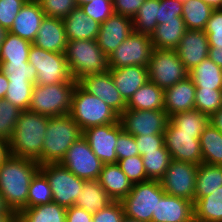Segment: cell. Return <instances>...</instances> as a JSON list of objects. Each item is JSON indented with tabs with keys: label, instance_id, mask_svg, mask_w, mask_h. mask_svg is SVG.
I'll use <instances>...</instances> for the list:
<instances>
[{
	"label": "cell",
	"instance_id": "1",
	"mask_svg": "<svg viewBox=\"0 0 222 222\" xmlns=\"http://www.w3.org/2000/svg\"><path fill=\"white\" fill-rule=\"evenodd\" d=\"M39 170L36 160L13 155L0 167V192L6 206L15 214L27 208L30 182Z\"/></svg>",
	"mask_w": 222,
	"mask_h": 222
},
{
	"label": "cell",
	"instance_id": "2",
	"mask_svg": "<svg viewBox=\"0 0 222 222\" xmlns=\"http://www.w3.org/2000/svg\"><path fill=\"white\" fill-rule=\"evenodd\" d=\"M49 117L29 110L22 111L9 140L11 154L36 160L42 165L43 141Z\"/></svg>",
	"mask_w": 222,
	"mask_h": 222
},
{
	"label": "cell",
	"instance_id": "3",
	"mask_svg": "<svg viewBox=\"0 0 222 222\" xmlns=\"http://www.w3.org/2000/svg\"><path fill=\"white\" fill-rule=\"evenodd\" d=\"M82 135L83 131L69 114L49 117L43 141L42 165L60 163L69 147Z\"/></svg>",
	"mask_w": 222,
	"mask_h": 222
},
{
	"label": "cell",
	"instance_id": "4",
	"mask_svg": "<svg viewBox=\"0 0 222 222\" xmlns=\"http://www.w3.org/2000/svg\"><path fill=\"white\" fill-rule=\"evenodd\" d=\"M65 58L76 81L90 74L108 71V56L100 49L97 40L68 41Z\"/></svg>",
	"mask_w": 222,
	"mask_h": 222
},
{
	"label": "cell",
	"instance_id": "5",
	"mask_svg": "<svg viewBox=\"0 0 222 222\" xmlns=\"http://www.w3.org/2000/svg\"><path fill=\"white\" fill-rule=\"evenodd\" d=\"M70 117L85 129L119 122V115L97 96L87 93L78 83L72 96Z\"/></svg>",
	"mask_w": 222,
	"mask_h": 222
},
{
	"label": "cell",
	"instance_id": "6",
	"mask_svg": "<svg viewBox=\"0 0 222 222\" xmlns=\"http://www.w3.org/2000/svg\"><path fill=\"white\" fill-rule=\"evenodd\" d=\"M77 81L51 85L34 84L29 111L48 117L69 114Z\"/></svg>",
	"mask_w": 222,
	"mask_h": 222
},
{
	"label": "cell",
	"instance_id": "7",
	"mask_svg": "<svg viewBox=\"0 0 222 222\" xmlns=\"http://www.w3.org/2000/svg\"><path fill=\"white\" fill-rule=\"evenodd\" d=\"M165 194L161 182L157 180L133 184L130 193L121 200L125 217L151 222L157 203Z\"/></svg>",
	"mask_w": 222,
	"mask_h": 222
},
{
	"label": "cell",
	"instance_id": "8",
	"mask_svg": "<svg viewBox=\"0 0 222 222\" xmlns=\"http://www.w3.org/2000/svg\"><path fill=\"white\" fill-rule=\"evenodd\" d=\"M28 62L36 68L37 85L76 81L70 73L65 53L46 51L32 44Z\"/></svg>",
	"mask_w": 222,
	"mask_h": 222
},
{
	"label": "cell",
	"instance_id": "9",
	"mask_svg": "<svg viewBox=\"0 0 222 222\" xmlns=\"http://www.w3.org/2000/svg\"><path fill=\"white\" fill-rule=\"evenodd\" d=\"M40 171L49 181L53 202L65 208L75 205L86 180L78 178L61 163L40 165Z\"/></svg>",
	"mask_w": 222,
	"mask_h": 222
},
{
	"label": "cell",
	"instance_id": "10",
	"mask_svg": "<svg viewBox=\"0 0 222 222\" xmlns=\"http://www.w3.org/2000/svg\"><path fill=\"white\" fill-rule=\"evenodd\" d=\"M149 80L163 90L189 76L175 49H153L148 64Z\"/></svg>",
	"mask_w": 222,
	"mask_h": 222
},
{
	"label": "cell",
	"instance_id": "11",
	"mask_svg": "<svg viewBox=\"0 0 222 222\" xmlns=\"http://www.w3.org/2000/svg\"><path fill=\"white\" fill-rule=\"evenodd\" d=\"M153 49L151 36L133 32L108 56V68L130 65L148 67Z\"/></svg>",
	"mask_w": 222,
	"mask_h": 222
},
{
	"label": "cell",
	"instance_id": "12",
	"mask_svg": "<svg viewBox=\"0 0 222 222\" xmlns=\"http://www.w3.org/2000/svg\"><path fill=\"white\" fill-rule=\"evenodd\" d=\"M200 137L201 133L180 132L170 120L164 131V143L171 159L195 165L202 163Z\"/></svg>",
	"mask_w": 222,
	"mask_h": 222
},
{
	"label": "cell",
	"instance_id": "13",
	"mask_svg": "<svg viewBox=\"0 0 222 222\" xmlns=\"http://www.w3.org/2000/svg\"><path fill=\"white\" fill-rule=\"evenodd\" d=\"M78 178L98 180L104 163L93 153L87 140L81 136L67 150L60 162Z\"/></svg>",
	"mask_w": 222,
	"mask_h": 222
},
{
	"label": "cell",
	"instance_id": "14",
	"mask_svg": "<svg viewBox=\"0 0 222 222\" xmlns=\"http://www.w3.org/2000/svg\"><path fill=\"white\" fill-rule=\"evenodd\" d=\"M198 165L171 160L160 180L167 195L185 198L194 203Z\"/></svg>",
	"mask_w": 222,
	"mask_h": 222
},
{
	"label": "cell",
	"instance_id": "15",
	"mask_svg": "<svg viewBox=\"0 0 222 222\" xmlns=\"http://www.w3.org/2000/svg\"><path fill=\"white\" fill-rule=\"evenodd\" d=\"M169 119L164 110L126 109L119 116L123 130L133 136L164 134Z\"/></svg>",
	"mask_w": 222,
	"mask_h": 222
},
{
	"label": "cell",
	"instance_id": "16",
	"mask_svg": "<svg viewBox=\"0 0 222 222\" xmlns=\"http://www.w3.org/2000/svg\"><path fill=\"white\" fill-rule=\"evenodd\" d=\"M123 131L120 122L105 125L92 126L83 131V137L87 140L93 153L104 163H117L115 152L119 134Z\"/></svg>",
	"mask_w": 222,
	"mask_h": 222
},
{
	"label": "cell",
	"instance_id": "17",
	"mask_svg": "<svg viewBox=\"0 0 222 222\" xmlns=\"http://www.w3.org/2000/svg\"><path fill=\"white\" fill-rule=\"evenodd\" d=\"M77 83L87 93L104 101L119 116L126 110V102L114 85L109 71L86 75L79 79Z\"/></svg>",
	"mask_w": 222,
	"mask_h": 222
},
{
	"label": "cell",
	"instance_id": "18",
	"mask_svg": "<svg viewBox=\"0 0 222 222\" xmlns=\"http://www.w3.org/2000/svg\"><path fill=\"white\" fill-rule=\"evenodd\" d=\"M133 32L132 19L114 13L105 22L100 24V30L96 40L100 49L107 56H110Z\"/></svg>",
	"mask_w": 222,
	"mask_h": 222
},
{
	"label": "cell",
	"instance_id": "19",
	"mask_svg": "<svg viewBox=\"0 0 222 222\" xmlns=\"http://www.w3.org/2000/svg\"><path fill=\"white\" fill-rule=\"evenodd\" d=\"M179 59L189 71L208 57L209 42L204 30H186L175 49Z\"/></svg>",
	"mask_w": 222,
	"mask_h": 222
},
{
	"label": "cell",
	"instance_id": "20",
	"mask_svg": "<svg viewBox=\"0 0 222 222\" xmlns=\"http://www.w3.org/2000/svg\"><path fill=\"white\" fill-rule=\"evenodd\" d=\"M195 93L196 87L189 76L164 90V111L168 117L194 110Z\"/></svg>",
	"mask_w": 222,
	"mask_h": 222
},
{
	"label": "cell",
	"instance_id": "21",
	"mask_svg": "<svg viewBox=\"0 0 222 222\" xmlns=\"http://www.w3.org/2000/svg\"><path fill=\"white\" fill-rule=\"evenodd\" d=\"M45 13L37 0H28L14 19L10 33L34 42Z\"/></svg>",
	"mask_w": 222,
	"mask_h": 222
},
{
	"label": "cell",
	"instance_id": "22",
	"mask_svg": "<svg viewBox=\"0 0 222 222\" xmlns=\"http://www.w3.org/2000/svg\"><path fill=\"white\" fill-rule=\"evenodd\" d=\"M32 44L46 51L65 53L68 39L63 19L45 16Z\"/></svg>",
	"mask_w": 222,
	"mask_h": 222
},
{
	"label": "cell",
	"instance_id": "23",
	"mask_svg": "<svg viewBox=\"0 0 222 222\" xmlns=\"http://www.w3.org/2000/svg\"><path fill=\"white\" fill-rule=\"evenodd\" d=\"M193 218V202L165 194L158 201L151 222H191Z\"/></svg>",
	"mask_w": 222,
	"mask_h": 222
},
{
	"label": "cell",
	"instance_id": "24",
	"mask_svg": "<svg viewBox=\"0 0 222 222\" xmlns=\"http://www.w3.org/2000/svg\"><path fill=\"white\" fill-rule=\"evenodd\" d=\"M112 80L122 98L127 103L131 96L147 81H149L148 67L124 66L117 69H108Z\"/></svg>",
	"mask_w": 222,
	"mask_h": 222
},
{
	"label": "cell",
	"instance_id": "25",
	"mask_svg": "<svg viewBox=\"0 0 222 222\" xmlns=\"http://www.w3.org/2000/svg\"><path fill=\"white\" fill-rule=\"evenodd\" d=\"M68 41L96 40L100 23L88 17L80 7H76L63 19Z\"/></svg>",
	"mask_w": 222,
	"mask_h": 222
},
{
	"label": "cell",
	"instance_id": "26",
	"mask_svg": "<svg viewBox=\"0 0 222 222\" xmlns=\"http://www.w3.org/2000/svg\"><path fill=\"white\" fill-rule=\"evenodd\" d=\"M98 182L113 201L125 198L133 185L117 163L104 164Z\"/></svg>",
	"mask_w": 222,
	"mask_h": 222
},
{
	"label": "cell",
	"instance_id": "27",
	"mask_svg": "<svg viewBox=\"0 0 222 222\" xmlns=\"http://www.w3.org/2000/svg\"><path fill=\"white\" fill-rule=\"evenodd\" d=\"M126 109L164 110V90L149 80L131 96Z\"/></svg>",
	"mask_w": 222,
	"mask_h": 222
},
{
	"label": "cell",
	"instance_id": "28",
	"mask_svg": "<svg viewBox=\"0 0 222 222\" xmlns=\"http://www.w3.org/2000/svg\"><path fill=\"white\" fill-rule=\"evenodd\" d=\"M184 20H170L158 24L151 41L155 49H176L186 32Z\"/></svg>",
	"mask_w": 222,
	"mask_h": 222
},
{
	"label": "cell",
	"instance_id": "29",
	"mask_svg": "<svg viewBox=\"0 0 222 222\" xmlns=\"http://www.w3.org/2000/svg\"><path fill=\"white\" fill-rule=\"evenodd\" d=\"M67 208L50 202L23 208L16 214V222H65Z\"/></svg>",
	"mask_w": 222,
	"mask_h": 222
},
{
	"label": "cell",
	"instance_id": "30",
	"mask_svg": "<svg viewBox=\"0 0 222 222\" xmlns=\"http://www.w3.org/2000/svg\"><path fill=\"white\" fill-rule=\"evenodd\" d=\"M196 89L222 90V68L208 57L189 70Z\"/></svg>",
	"mask_w": 222,
	"mask_h": 222
},
{
	"label": "cell",
	"instance_id": "31",
	"mask_svg": "<svg viewBox=\"0 0 222 222\" xmlns=\"http://www.w3.org/2000/svg\"><path fill=\"white\" fill-rule=\"evenodd\" d=\"M112 201L98 180H87L84 182L82 193L76 199L75 205L93 214L105 208Z\"/></svg>",
	"mask_w": 222,
	"mask_h": 222
},
{
	"label": "cell",
	"instance_id": "32",
	"mask_svg": "<svg viewBox=\"0 0 222 222\" xmlns=\"http://www.w3.org/2000/svg\"><path fill=\"white\" fill-rule=\"evenodd\" d=\"M199 140L202 163L222 166V132L209 123Z\"/></svg>",
	"mask_w": 222,
	"mask_h": 222
},
{
	"label": "cell",
	"instance_id": "33",
	"mask_svg": "<svg viewBox=\"0 0 222 222\" xmlns=\"http://www.w3.org/2000/svg\"><path fill=\"white\" fill-rule=\"evenodd\" d=\"M222 186V166L201 163L195 183L194 199L208 196Z\"/></svg>",
	"mask_w": 222,
	"mask_h": 222
},
{
	"label": "cell",
	"instance_id": "34",
	"mask_svg": "<svg viewBox=\"0 0 222 222\" xmlns=\"http://www.w3.org/2000/svg\"><path fill=\"white\" fill-rule=\"evenodd\" d=\"M214 8L204 0H183L182 18L188 30H205Z\"/></svg>",
	"mask_w": 222,
	"mask_h": 222
},
{
	"label": "cell",
	"instance_id": "35",
	"mask_svg": "<svg viewBox=\"0 0 222 222\" xmlns=\"http://www.w3.org/2000/svg\"><path fill=\"white\" fill-rule=\"evenodd\" d=\"M194 218L204 222H222V195L217 190L208 196L194 199Z\"/></svg>",
	"mask_w": 222,
	"mask_h": 222
},
{
	"label": "cell",
	"instance_id": "36",
	"mask_svg": "<svg viewBox=\"0 0 222 222\" xmlns=\"http://www.w3.org/2000/svg\"><path fill=\"white\" fill-rule=\"evenodd\" d=\"M32 43L7 32L0 46V62H28Z\"/></svg>",
	"mask_w": 222,
	"mask_h": 222
},
{
	"label": "cell",
	"instance_id": "37",
	"mask_svg": "<svg viewBox=\"0 0 222 222\" xmlns=\"http://www.w3.org/2000/svg\"><path fill=\"white\" fill-rule=\"evenodd\" d=\"M160 0H145L132 19L136 33L151 36L158 25Z\"/></svg>",
	"mask_w": 222,
	"mask_h": 222
},
{
	"label": "cell",
	"instance_id": "38",
	"mask_svg": "<svg viewBox=\"0 0 222 222\" xmlns=\"http://www.w3.org/2000/svg\"><path fill=\"white\" fill-rule=\"evenodd\" d=\"M171 160L170 153L165 146L156 151L145 152L142 155V161L148 179L160 181Z\"/></svg>",
	"mask_w": 222,
	"mask_h": 222
},
{
	"label": "cell",
	"instance_id": "39",
	"mask_svg": "<svg viewBox=\"0 0 222 222\" xmlns=\"http://www.w3.org/2000/svg\"><path fill=\"white\" fill-rule=\"evenodd\" d=\"M180 132L202 133L209 124V116L199 110H190L172 115L169 119Z\"/></svg>",
	"mask_w": 222,
	"mask_h": 222
},
{
	"label": "cell",
	"instance_id": "40",
	"mask_svg": "<svg viewBox=\"0 0 222 222\" xmlns=\"http://www.w3.org/2000/svg\"><path fill=\"white\" fill-rule=\"evenodd\" d=\"M52 201L53 195L49 181L46 176L39 170L30 182L27 207L44 205Z\"/></svg>",
	"mask_w": 222,
	"mask_h": 222
},
{
	"label": "cell",
	"instance_id": "41",
	"mask_svg": "<svg viewBox=\"0 0 222 222\" xmlns=\"http://www.w3.org/2000/svg\"><path fill=\"white\" fill-rule=\"evenodd\" d=\"M34 83L30 81L9 82V87L5 94V100L9 101L20 110L29 109Z\"/></svg>",
	"mask_w": 222,
	"mask_h": 222
},
{
	"label": "cell",
	"instance_id": "42",
	"mask_svg": "<svg viewBox=\"0 0 222 222\" xmlns=\"http://www.w3.org/2000/svg\"><path fill=\"white\" fill-rule=\"evenodd\" d=\"M0 70L9 82L30 81L36 84L37 71L29 62H0Z\"/></svg>",
	"mask_w": 222,
	"mask_h": 222
},
{
	"label": "cell",
	"instance_id": "43",
	"mask_svg": "<svg viewBox=\"0 0 222 222\" xmlns=\"http://www.w3.org/2000/svg\"><path fill=\"white\" fill-rule=\"evenodd\" d=\"M22 110L5 99L0 100V138L10 140Z\"/></svg>",
	"mask_w": 222,
	"mask_h": 222
},
{
	"label": "cell",
	"instance_id": "44",
	"mask_svg": "<svg viewBox=\"0 0 222 222\" xmlns=\"http://www.w3.org/2000/svg\"><path fill=\"white\" fill-rule=\"evenodd\" d=\"M222 107V90L196 89L195 109L209 117Z\"/></svg>",
	"mask_w": 222,
	"mask_h": 222
},
{
	"label": "cell",
	"instance_id": "45",
	"mask_svg": "<svg viewBox=\"0 0 222 222\" xmlns=\"http://www.w3.org/2000/svg\"><path fill=\"white\" fill-rule=\"evenodd\" d=\"M117 164L133 184L149 180L144 170L142 156L120 159Z\"/></svg>",
	"mask_w": 222,
	"mask_h": 222
},
{
	"label": "cell",
	"instance_id": "46",
	"mask_svg": "<svg viewBox=\"0 0 222 222\" xmlns=\"http://www.w3.org/2000/svg\"><path fill=\"white\" fill-rule=\"evenodd\" d=\"M46 17L64 19L77 6L76 0H37Z\"/></svg>",
	"mask_w": 222,
	"mask_h": 222
},
{
	"label": "cell",
	"instance_id": "47",
	"mask_svg": "<svg viewBox=\"0 0 222 222\" xmlns=\"http://www.w3.org/2000/svg\"><path fill=\"white\" fill-rule=\"evenodd\" d=\"M84 13L94 21L102 24L114 14L112 0H96L80 7Z\"/></svg>",
	"mask_w": 222,
	"mask_h": 222
},
{
	"label": "cell",
	"instance_id": "48",
	"mask_svg": "<svg viewBox=\"0 0 222 222\" xmlns=\"http://www.w3.org/2000/svg\"><path fill=\"white\" fill-rule=\"evenodd\" d=\"M28 0H0V26L10 31L14 19Z\"/></svg>",
	"mask_w": 222,
	"mask_h": 222
},
{
	"label": "cell",
	"instance_id": "49",
	"mask_svg": "<svg viewBox=\"0 0 222 222\" xmlns=\"http://www.w3.org/2000/svg\"><path fill=\"white\" fill-rule=\"evenodd\" d=\"M204 31L209 46H222V8L213 9Z\"/></svg>",
	"mask_w": 222,
	"mask_h": 222
},
{
	"label": "cell",
	"instance_id": "50",
	"mask_svg": "<svg viewBox=\"0 0 222 222\" xmlns=\"http://www.w3.org/2000/svg\"><path fill=\"white\" fill-rule=\"evenodd\" d=\"M183 0H160L158 10V24L170 20H183Z\"/></svg>",
	"mask_w": 222,
	"mask_h": 222
},
{
	"label": "cell",
	"instance_id": "51",
	"mask_svg": "<svg viewBox=\"0 0 222 222\" xmlns=\"http://www.w3.org/2000/svg\"><path fill=\"white\" fill-rule=\"evenodd\" d=\"M124 217L121 201H112L105 208L93 213L92 222H122Z\"/></svg>",
	"mask_w": 222,
	"mask_h": 222
},
{
	"label": "cell",
	"instance_id": "52",
	"mask_svg": "<svg viewBox=\"0 0 222 222\" xmlns=\"http://www.w3.org/2000/svg\"><path fill=\"white\" fill-rule=\"evenodd\" d=\"M115 152L118 160L139 155L135 137L123 130L117 138Z\"/></svg>",
	"mask_w": 222,
	"mask_h": 222
},
{
	"label": "cell",
	"instance_id": "53",
	"mask_svg": "<svg viewBox=\"0 0 222 222\" xmlns=\"http://www.w3.org/2000/svg\"><path fill=\"white\" fill-rule=\"evenodd\" d=\"M134 137L140 156H142L145 152L156 151L157 149L165 146L164 134L141 135Z\"/></svg>",
	"mask_w": 222,
	"mask_h": 222
},
{
	"label": "cell",
	"instance_id": "54",
	"mask_svg": "<svg viewBox=\"0 0 222 222\" xmlns=\"http://www.w3.org/2000/svg\"><path fill=\"white\" fill-rule=\"evenodd\" d=\"M115 14L133 19L145 0H112Z\"/></svg>",
	"mask_w": 222,
	"mask_h": 222
},
{
	"label": "cell",
	"instance_id": "55",
	"mask_svg": "<svg viewBox=\"0 0 222 222\" xmlns=\"http://www.w3.org/2000/svg\"><path fill=\"white\" fill-rule=\"evenodd\" d=\"M93 214L73 205L66 210V222H92Z\"/></svg>",
	"mask_w": 222,
	"mask_h": 222
},
{
	"label": "cell",
	"instance_id": "56",
	"mask_svg": "<svg viewBox=\"0 0 222 222\" xmlns=\"http://www.w3.org/2000/svg\"><path fill=\"white\" fill-rule=\"evenodd\" d=\"M208 58L222 68V46H209Z\"/></svg>",
	"mask_w": 222,
	"mask_h": 222
},
{
	"label": "cell",
	"instance_id": "57",
	"mask_svg": "<svg viewBox=\"0 0 222 222\" xmlns=\"http://www.w3.org/2000/svg\"><path fill=\"white\" fill-rule=\"evenodd\" d=\"M11 156H12V154H11V150H10L9 141L0 138V167Z\"/></svg>",
	"mask_w": 222,
	"mask_h": 222
},
{
	"label": "cell",
	"instance_id": "58",
	"mask_svg": "<svg viewBox=\"0 0 222 222\" xmlns=\"http://www.w3.org/2000/svg\"><path fill=\"white\" fill-rule=\"evenodd\" d=\"M209 123L222 132V107L209 117Z\"/></svg>",
	"mask_w": 222,
	"mask_h": 222
},
{
	"label": "cell",
	"instance_id": "59",
	"mask_svg": "<svg viewBox=\"0 0 222 222\" xmlns=\"http://www.w3.org/2000/svg\"><path fill=\"white\" fill-rule=\"evenodd\" d=\"M8 87L9 81L7 76L0 70V100L5 98Z\"/></svg>",
	"mask_w": 222,
	"mask_h": 222
},
{
	"label": "cell",
	"instance_id": "60",
	"mask_svg": "<svg viewBox=\"0 0 222 222\" xmlns=\"http://www.w3.org/2000/svg\"><path fill=\"white\" fill-rule=\"evenodd\" d=\"M0 222H16V214L0 213Z\"/></svg>",
	"mask_w": 222,
	"mask_h": 222
},
{
	"label": "cell",
	"instance_id": "61",
	"mask_svg": "<svg viewBox=\"0 0 222 222\" xmlns=\"http://www.w3.org/2000/svg\"><path fill=\"white\" fill-rule=\"evenodd\" d=\"M0 213H14L13 211L9 210V208L6 206L1 192H0Z\"/></svg>",
	"mask_w": 222,
	"mask_h": 222
},
{
	"label": "cell",
	"instance_id": "62",
	"mask_svg": "<svg viewBox=\"0 0 222 222\" xmlns=\"http://www.w3.org/2000/svg\"><path fill=\"white\" fill-rule=\"evenodd\" d=\"M204 1L214 9L222 8V0H204Z\"/></svg>",
	"mask_w": 222,
	"mask_h": 222
},
{
	"label": "cell",
	"instance_id": "63",
	"mask_svg": "<svg viewBox=\"0 0 222 222\" xmlns=\"http://www.w3.org/2000/svg\"><path fill=\"white\" fill-rule=\"evenodd\" d=\"M6 33L7 31L2 26H0V46L5 38Z\"/></svg>",
	"mask_w": 222,
	"mask_h": 222
},
{
	"label": "cell",
	"instance_id": "64",
	"mask_svg": "<svg viewBox=\"0 0 222 222\" xmlns=\"http://www.w3.org/2000/svg\"><path fill=\"white\" fill-rule=\"evenodd\" d=\"M91 1H96V0H76V3L78 7H81L82 5L89 3Z\"/></svg>",
	"mask_w": 222,
	"mask_h": 222
},
{
	"label": "cell",
	"instance_id": "65",
	"mask_svg": "<svg viewBox=\"0 0 222 222\" xmlns=\"http://www.w3.org/2000/svg\"><path fill=\"white\" fill-rule=\"evenodd\" d=\"M122 222H141V221H137L128 217H124V219L122 220Z\"/></svg>",
	"mask_w": 222,
	"mask_h": 222
},
{
	"label": "cell",
	"instance_id": "66",
	"mask_svg": "<svg viewBox=\"0 0 222 222\" xmlns=\"http://www.w3.org/2000/svg\"><path fill=\"white\" fill-rule=\"evenodd\" d=\"M217 191L219 192V194L222 195V186H220V187L217 189Z\"/></svg>",
	"mask_w": 222,
	"mask_h": 222
},
{
	"label": "cell",
	"instance_id": "67",
	"mask_svg": "<svg viewBox=\"0 0 222 222\" xmlns=\"http://www.w3.org/2000/svg\"><path fill=\"white\" fill-rule=\"evenodd\" d=\"M191 222H204V221H200V220H197V219L193 218V219L191 220Z\"/></svg>",
	"mask_w": 222,
	"mask_h": 222
}]
</instances>
